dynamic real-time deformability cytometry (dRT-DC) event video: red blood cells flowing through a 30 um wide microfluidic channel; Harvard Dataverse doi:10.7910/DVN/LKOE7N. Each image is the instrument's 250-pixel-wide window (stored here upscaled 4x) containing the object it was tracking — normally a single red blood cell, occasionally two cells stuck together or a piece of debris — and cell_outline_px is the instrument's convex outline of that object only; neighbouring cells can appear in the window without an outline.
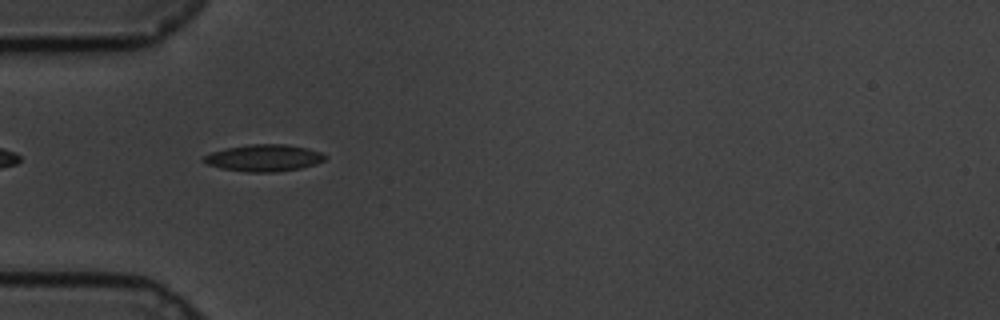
{"species": "common noctule bat (a hibernating species)", "species_latin": "Nyctalus noctula", "temperature_condition": "cold", "stored_images_in_passage": 45, "camera_frame_rate_fps": 3000, "um_per_image_px": 0.085, "animal": {"sex": "male", "body_mass_g": 19.5, "forearm_length_mm": 54.6}, "frame": {"image": 1, "passage_image": 4, "time_ms": 1.0, "image_size_px": [1000, 320], "cell_outline_px": [[328, 156], [324, 160], [316, 164], [300, 168], [276, 172], [248, 172], [220, 168], [208, 164], [200, 160], [204, 156], [212, 152], [224, 148], [248, 144], [284, 144], [308, 148], [320, 152]], "centroid_in_image_um": [22.42, 13.42], "position_along_channel_um": 62.6, "area_um2": 19.07}}
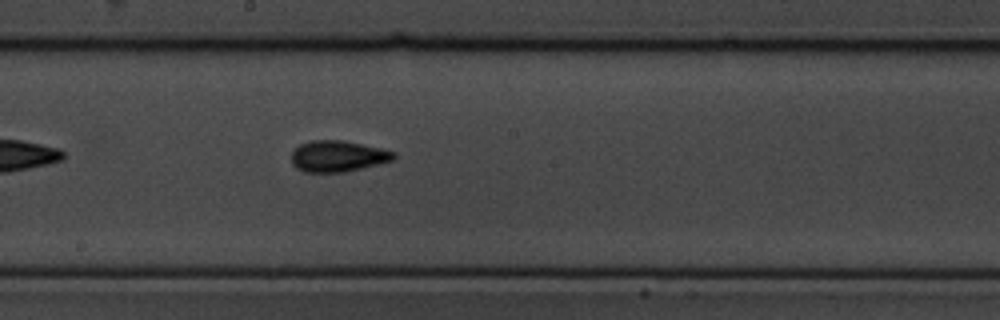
{"frame": {"image": 2, "passage_image": 18, "time_ms": 5.667, "image_size_px": [1000, 320], "cell_outline_px": [[396, 156], [392, 160], [344, 172], [304, 172], [296, 168], [292, 164], [292, 152], [300, 144], [312, 140], [340, 140], [380, 148], [396, 152]], "centroid_in_image_um": [28.68, 13.28], "position_along_channel_um": 219.5, "area_um2": 18.32}}
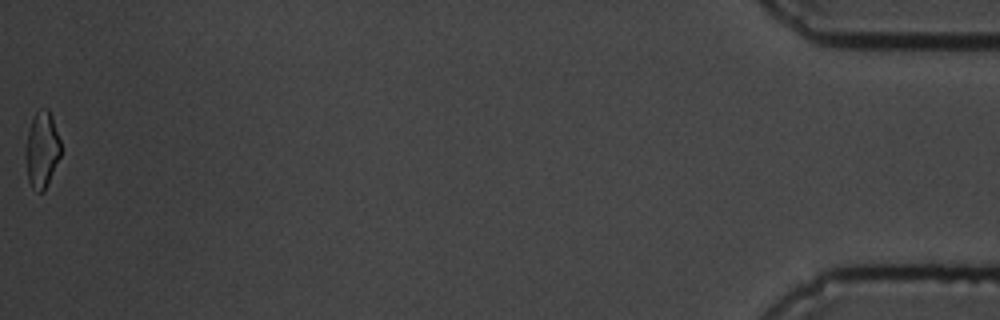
{"frame": {"image": 3, "passage_image": 45, "time_ms": 14.667, "image_size_px": [1000, 320], "cell_outline_px": [[60, 156], [44, 192], [36, 192], [32, 188], [28, 180], [24, 156], [24, 148], [28, 132], [32, 120], [36, 112], [40, 108], [48, 108], [52, 116], [60, 140]], "centroid_in_image_um": [3.54, 12.74], "position_along_channel_um": 431.7, "area_um2": 15.78}, "authors_computed_cell_mechanics": {"area_um2": 17.3978, "velocity_mm_per_s": 3.4096, "shape_relaxation_time_tau1_ms": 3.543, "shape_relaxation_time_tau2_ms": 1.8502, "deformation_change_tau1": 0.1096, "deformation_change_tau2": 0.0841}}